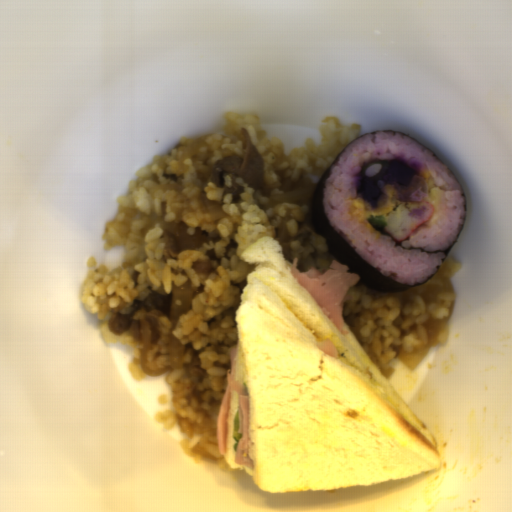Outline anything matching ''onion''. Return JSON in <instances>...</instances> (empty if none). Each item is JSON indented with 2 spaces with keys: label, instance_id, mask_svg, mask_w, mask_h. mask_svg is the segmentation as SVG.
Here are the masks:
<instances>
[{
  "label": "onion",
  "instance_id": "obj_2",
  "mask_svg": "<svg viewBox=\"0 0 512 512\" xmlns=\"http://www.w3.org/2000/svg\"><path fill=\"white\" fill-rule=\"evenodd\" d=\"M449 317L444 318H429L422 325L425 326L427 332V341L422 346H416L412 351L400 350L396 358L409 370H414L426 357L430 349L436 345L446 327L449 324Z\"/></svg>",
  "mask_w": 512,
  "mask_h": 512
},
{
  "label": "onion",
  "instance_id": "obj_4",
  "mask_svg": "<svg viewBox=\"0 0 512 512\" xmlns=\"http://www.w3.org/2000/svg\"><path fill=\"white\" fill-rule=\"evenodd\" d=\"M303 194L297 190L288 193L272 194L263 205V210H267L282 205L284 203H298V200L302 199Z\"/></svg>",
  "mask_w": 512,
  "mask_h": 512
},
{
  "label": "onion",
  "instance_id": "obj_3",
  "mask_svg": "<svg viewBox=\"0 0 512 512\" xmlns=\"http://www.w3.org/2000/svg\"><path fill=\"white\" fill-rule=\"evenodd\" d=\"M208 135H202L200 138L193 141L190 145H188L186 148H184L182 151L179 152L177 159H176V176H180L186 171H188V167L184 164L185 160L197 153L202 147L207 145L206 139L210 136Z\"/></svg>",
  "mask_w": 512,
  "mask_h": 512
},
{
  "label": "onion",
  "instance_id": "obj_5",
  "mask_svg": "<svg viewBox=\"0 0 512 512\" xmlns=\"http://www.w3.org/2000/svg\"><path fill=\"white\" fill-rule=\"evenodd\" d=\"M200 196L211 221L215 222L228 218L220 202L209 199L204 192Z\"/></svg>",
  "mask_w": 512,
  "mask_h": 512
},
{
  "label": "onion",
  "instance_id": "obj_1",
  "mask_svg": "<svg viewBox=\"0 0 512 512\" xmlns=\"http://www.w3.org/2000/svg\"><path fill=\"white\" fill-rule=\"evenodd\" d=\"M193 289L191 287L172 289L169 320L171 326L168 330V359L169 368L151 369L146 357L151 350V326L148 321H141V347L139 354L140 368L147 376H158L166 374L171 370L184 367L185 345L173 334L181 315L186 314L192 304Z\"/></svg>",
  "mask_w": 512,
  "mask_h": 512
},
{
  "label": "onion",
  "instance_id": "obj_6",
  "mask_svg": "<svg viewBox=\"0 0 512 512\" xmlns=\"http://www.w3.org/2000/svg\"><path fill=\"white\" fill-rule=\"evenodd\" d=\"M191 452L195 456H201V457H203V458H205L207 460L213 461V462H218L219 461L218 457H216L214 454H212L210 451H208L200 443H196L192 447Z\"/></svg>",
  "mask_w": 512,
  "mask_h": 512
}]
</instances>
